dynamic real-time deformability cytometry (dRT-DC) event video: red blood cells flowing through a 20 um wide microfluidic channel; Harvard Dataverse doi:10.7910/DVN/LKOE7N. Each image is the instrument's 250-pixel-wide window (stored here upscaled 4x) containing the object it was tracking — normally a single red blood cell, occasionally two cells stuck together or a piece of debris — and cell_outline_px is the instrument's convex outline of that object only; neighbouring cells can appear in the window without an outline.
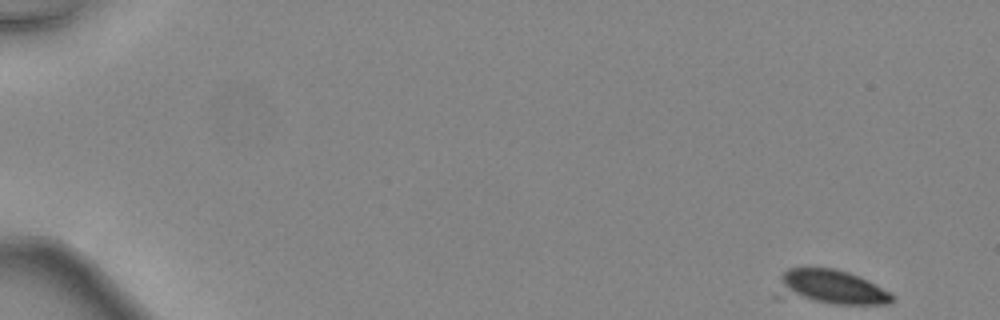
{"species": "common noctule bat (a hibernating species)", "species_latin": "Nyctalus noctula", "temperature_condition": "warm", "stored_images_in_passage": 9, "camera_frame_rate_fps": 3000, "um_per_image_px": 0.085, "animal": {"sex": "female", "body_mass_g": 24.6, "forearm_length_mm": 56.2}, "frame": {"image": 1, "passage_image": 1, "time_ms": 0.0, "image_size_px": [1000, 320], "cell_outline_px": [[892, 300], [888, 304], [832, 304], [772, 296], [780, 276], [788, 268], [836, 268], [860, 276], [868, 280], [888, 292], [892, 296]], "centroid_in_image_um": [70.5, 24.41], "position_along_channel_um": 14.5, "area_um2": 23.52}}